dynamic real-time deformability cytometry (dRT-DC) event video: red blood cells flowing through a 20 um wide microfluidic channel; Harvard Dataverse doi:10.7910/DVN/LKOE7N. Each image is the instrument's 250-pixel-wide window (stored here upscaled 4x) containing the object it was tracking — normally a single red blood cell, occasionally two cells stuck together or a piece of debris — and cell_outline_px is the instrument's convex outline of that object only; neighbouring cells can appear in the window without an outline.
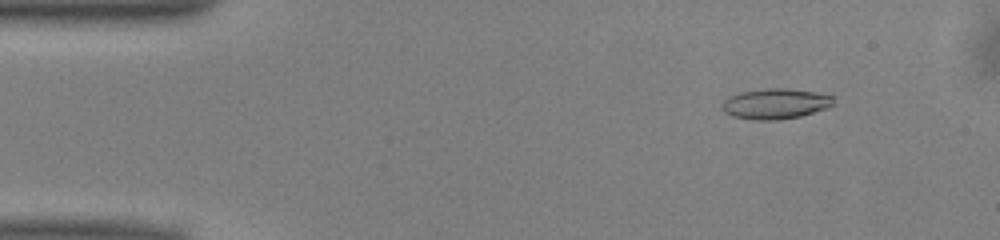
{"species": "common noctule bat (a hibernating species)", "species_latin": "Nyctalus noctula", "temperature_condition": "warm", "stored_images_in_passage": 47, "camera_frame_rate_fps": 3000, "um_per_image_px": 0.085, "animal": {"sex": "male", "body_mass_g": 13.0, "forearm_length_mm": 53.1}, "frame": {"image": 1, "passage_image": 2, "time_ms": 0.333, "image_size_px": [1000, 240], "cell_outline_px": [[836, 104], [800, 116], [776, 120], [756, 120], [732, 116], [724, 112], [720, 108], [720, 104], [728, 96], [740, 92], [764, 88], [784, 88], [816, 92], [836, 96]], "centroid_in_image_um": [65.9, 8.8], "position_along_channel_um": 19.1, "area_um2": 20.0}}
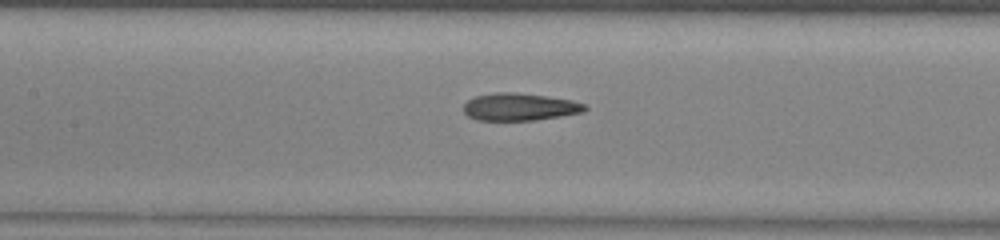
{"frame": {"image": 2, "passage_image": 19, "time_ms": 6.0, "image_size_px": [1000, 240], "cell_outline_px": [[588, 108], [584, 112], [536, 120], [476, 120], [468, 116], [464, 112], [464, 104], [468, 100], [476, 96], [492, 92], [516, 92], [572, 100], [584, 104]], "centroid_in_image_um": [44.16, 9.08], "position_along_channel_um": 163.2, "area_um2": 19.36}}
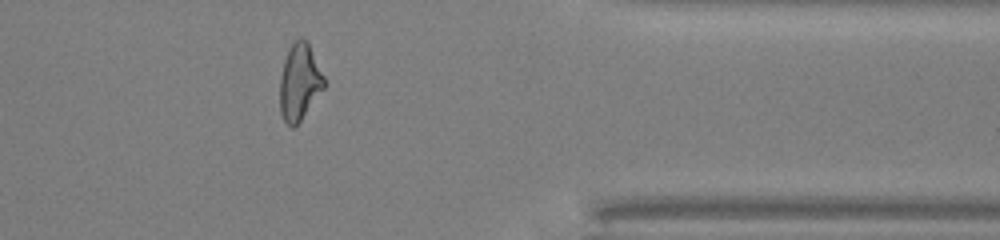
{"frame": {"image": 3, "passage_image": 37, "time_ms": 12.0, "image_size_px": [1000, 240], "cell_outline_px": [[324, 88], [300, 120], [292, 128], [284, 120], [280, 112], [280, 76], [284, 60], [288, 48], [300, 36], [308, 40], [324, 76]], "centroid_in_image_um": [25.45, 6.92], "position_along_channel_um": 385.9, "area_um2": 19.65}, "authors_computed_cell_mechanics": {"area_um2": 19.7676, "velocity_mm_per_s": 4.0517, "shape_relaxation_time_tau1_ms": null, "shape_relaxation_time_tau2_ms": 2.5997, "deformation_change_tau1": null, "deformation_change_tau2": 0.1295}}